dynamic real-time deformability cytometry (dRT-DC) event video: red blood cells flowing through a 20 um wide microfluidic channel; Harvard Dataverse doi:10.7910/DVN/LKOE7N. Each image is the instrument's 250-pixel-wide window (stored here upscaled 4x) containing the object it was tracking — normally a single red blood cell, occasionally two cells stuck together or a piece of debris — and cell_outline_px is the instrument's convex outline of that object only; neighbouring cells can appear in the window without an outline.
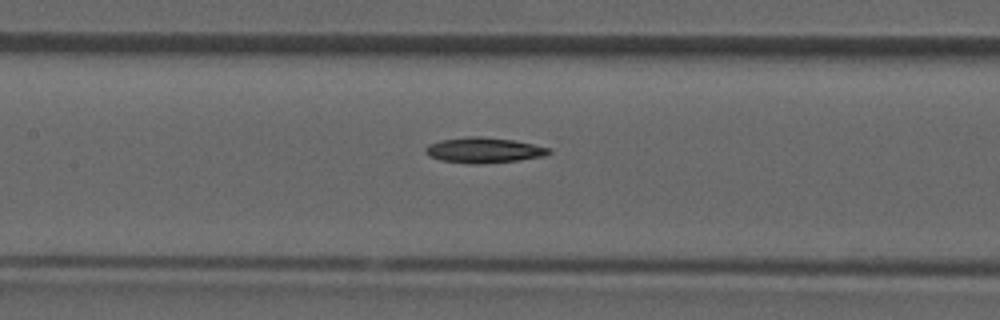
{"species": "common noctule bat (a hibernating species)", "species_latin": "Nyctalus noctula", "temperature_condition": "room temperature", "stored_images_in_passage": 36, "camera_frame_rate_fps": 3000, "um_per_image_px": 0.085, "animal": {"sex": "male", "forearm_length_mm": 52.5}, "frame": {"image": 1, "passage_image": 16, "time_ms": 5.0, "image_size_px": [1000, 320], "cell_outline_px": [[552, 152], [544, 156], [520, 160], [480, 164], [472, 164], [440, 160], [424, 152], [424, 148], [428, 144], [440, 140], [468, 136], [484, 136], [516, 140], [548, 148]], "centroid_in_image_um": [41.11, 12.76], "position_along_channel_um": 166.3, "area_um2": 18.38}}